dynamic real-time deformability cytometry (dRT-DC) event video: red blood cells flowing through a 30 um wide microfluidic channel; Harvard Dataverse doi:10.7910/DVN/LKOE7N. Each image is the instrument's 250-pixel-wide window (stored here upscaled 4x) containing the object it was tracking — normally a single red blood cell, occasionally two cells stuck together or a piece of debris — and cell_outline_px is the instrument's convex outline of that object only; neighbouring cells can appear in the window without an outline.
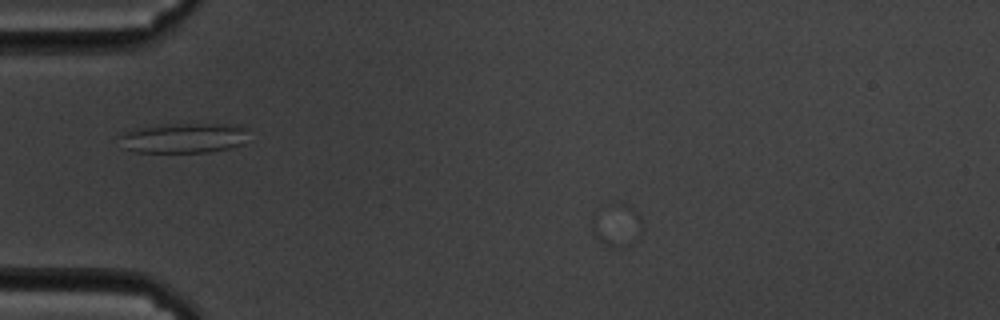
{"species": "common noctule bat (a hibernating species)", "species_latin": "Nyctalus noctula", "temperature_condition": "cold", "stored_images_in_passage": 3, "camera_frame_rate_fps": 3000, "um_per_image_px": 0.085, "animal": {"sex": "male", "body_mass_g": 19.5, "forearm_length_mm": 54.6}, "frame": {"image": 1, "passage_image": 2, "time_ms": 0.333, "image_size_px": [1000, 320], "cell_outline_px": [[640, 236], [632, 244], [624, 248], [604, 244], [592, 232], [592, 220], [616, 204], [632, 204], [640, 212]], "centroid_in_image_um": [52.53, 19.19], "position_along_channel_um": 32.5, "area_um2": 11.91}}